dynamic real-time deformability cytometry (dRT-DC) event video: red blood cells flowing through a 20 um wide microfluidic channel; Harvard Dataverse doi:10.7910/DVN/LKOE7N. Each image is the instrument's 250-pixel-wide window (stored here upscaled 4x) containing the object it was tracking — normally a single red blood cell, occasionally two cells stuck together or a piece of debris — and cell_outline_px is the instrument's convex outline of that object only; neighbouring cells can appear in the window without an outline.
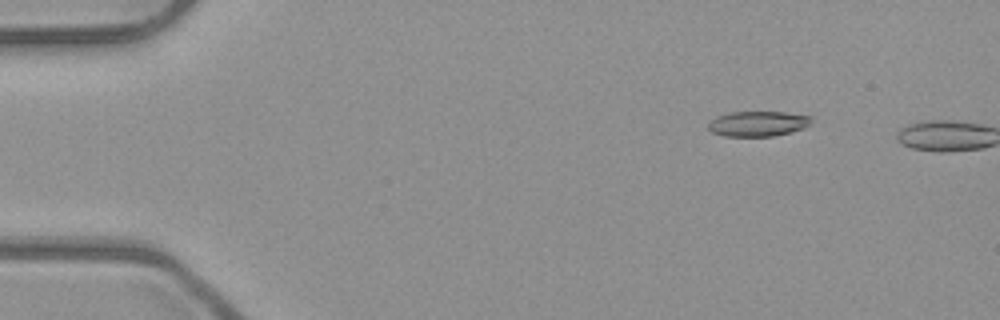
{"species": "common noctule bat (a hibernating species)", "species_latin": "Nyctalus noctula", "temperature_condition": "room temperature", "stored_images_in_passage": 2, "camera_frame_rate_fps": 3000, "um_per_image_px": 0.085, "animal": {"sex": "male", "body_mass_g": 23.1, "forearm_length_mm": 52.7}, "frame": {"image": 1, "passage_image": 1, "time_ms": 0.0, "image_size_px": [1000, 320], "cell_outline_px": [[812, 116], [808, 124], [804, 128], [792, 132], [772, 136], [724, 136], [712, 132], [708, 128], [708, 124], [716, 116], [728, 112], [784, 112]], "centroid_in_image_um": [64.4, 10.51], "position_along_channel_um": 20.6, "area_um2": 15.09}}